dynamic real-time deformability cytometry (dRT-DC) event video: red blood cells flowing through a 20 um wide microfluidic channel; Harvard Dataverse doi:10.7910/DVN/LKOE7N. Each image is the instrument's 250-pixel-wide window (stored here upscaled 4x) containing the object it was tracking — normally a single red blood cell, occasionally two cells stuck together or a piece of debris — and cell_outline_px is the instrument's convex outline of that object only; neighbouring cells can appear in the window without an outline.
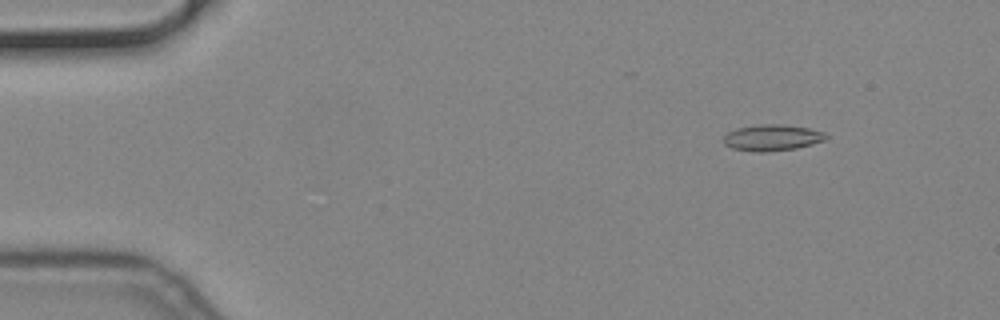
{"species": "common noctule bat (a hibernating species)", "species_latin": "Nyctalus noctula", "temperature_condition": "cold", "stored_images_in_passage": 15, "camera_frame_rate_fps": 3000, "um_per_image_px": 0.085, "animal": {"sex": "male", "body_mass_g": 19.2, "forearm_length_mm": 51.8}, "frame": {"image": 1, "passage_image": 7, "time_ms": 2.0, "image_size_px": [1000, 320], "cell_outline_px": [[828, 136], [824, 140], [812, 144], [796, 148], [764, 152], [756, 152], [732, 148], [724, 144], [724, 136], [728, 132], [736, 128], [760, 124], [784, 124], [808, 128], [824, 132]], "centroid_in_image_um": [65.62, 11.69], "position_along_channel_um": 19.4, "area_um2": 15.61}}